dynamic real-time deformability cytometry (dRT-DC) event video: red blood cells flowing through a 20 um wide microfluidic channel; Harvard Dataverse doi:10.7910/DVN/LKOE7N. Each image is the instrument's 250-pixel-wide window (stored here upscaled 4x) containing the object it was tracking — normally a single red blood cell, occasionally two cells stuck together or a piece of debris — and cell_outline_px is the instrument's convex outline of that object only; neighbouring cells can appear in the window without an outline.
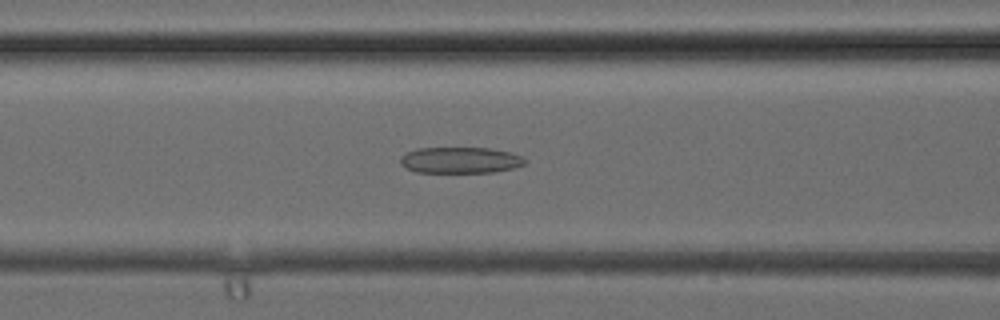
{"species": "common noctule bat (a hibernating species)", "species_latin": "Nyctalus noctula", "temperature_condition": "cold", "stored_images_in_passage": 31, "camera_frame_rate_fps": 3000, "um_per_image_px": 0.085, "animal": {"sex": "female", "body_mass_g": 24.6, "forearm_length_mm": 56.2}, "frame": {"image": 1, "passage_image": 9, "time_ms": 2.667, "image_size_px": [1000, 320], "cell_outline_px": [[528, 160], [524, 164], [512, 168], [492, 172], [416, 172], [400, 164], [400, 156], [416, 148], [488, 148], [512, 152], [524, 156]], "centroid_in_image_um": [39.15, 13.6], "position_along_channel_um": 127.4, "area_um2": 19.02}}
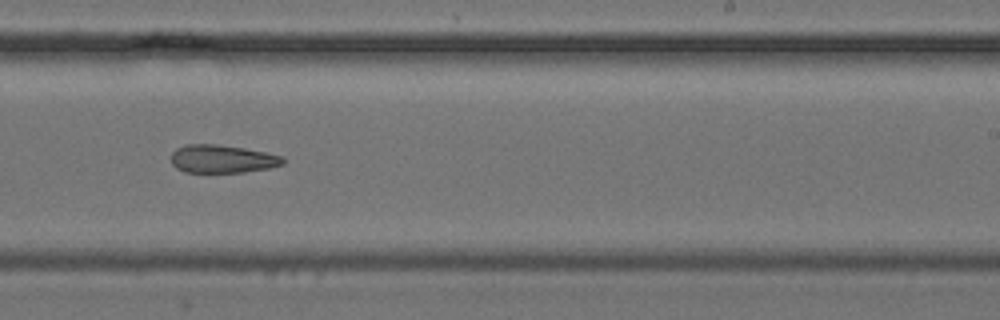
{"frame": {"image": 2, "passage_image": 17, "time_ms": 5.333, "image_size_px": [1000, 320], "cell_outline_px": [[284, 164], [268, 168], [244, 172], [184, 172], [176, 168], [172, 164], [172, 152], [176, 148], [188, 144], [216, 144], [244, 148], [284, 156]], "centroid_in_image_um": [18.89, 13.51], "position_along_channel_um": 270.1, "area_um2": 18.26}}
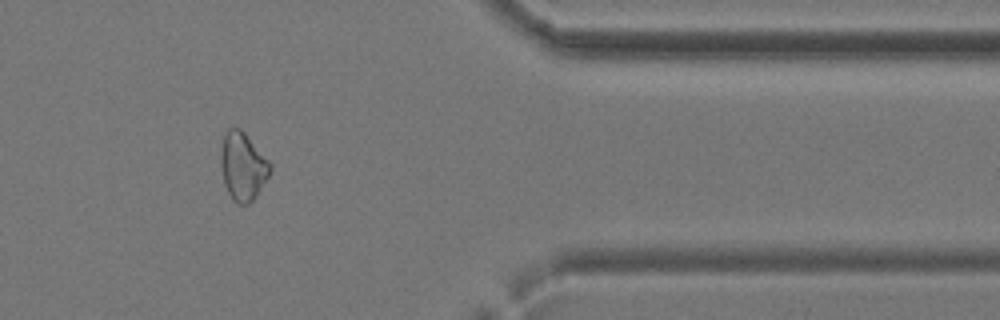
{"frame": {"image": 3, "passage_image": 25, "time_ms": 8.0, "image_size_px": [1000, 320], "cell_outline_px": [[272, 168], [268, 176], [256, 196], [248, 204], [236, 204], [232, 200], [224, 184], [220, 164], [220, 152], [224, 136], [228, 128], [240, 128], [244, 132], [272, 164]], "centroid_in_image_um": [20.62, 14.15], "position_along_channel_um": 390.8, "area_um2": 19.54}}